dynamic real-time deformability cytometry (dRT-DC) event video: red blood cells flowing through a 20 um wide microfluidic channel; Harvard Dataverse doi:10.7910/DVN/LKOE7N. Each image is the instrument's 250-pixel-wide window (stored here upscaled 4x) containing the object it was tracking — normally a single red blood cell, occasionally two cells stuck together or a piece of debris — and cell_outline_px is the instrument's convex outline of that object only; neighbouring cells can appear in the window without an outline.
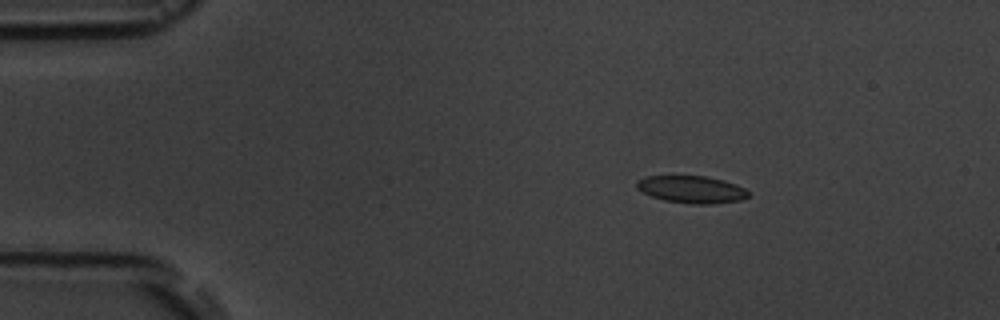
{"species": "common noctule bat (a hibernating species)", "species_latin": "Nyctalus noctula", "temperature_condition": "room temperature", "stored_images_in_passage": 5, "camera_frame_rate_fps": 3000, "um_per_image_px": 0.085, "animal": {"sex": "male", "body_mass_g": 19.5, "forearm_length_mm": 54.6}, "frame": {"image": 1, "passage_image": 3, "time_ms": 2.333, "image_size_px": [1000, 320], "cell_outline_px": [[748, 196], [740, 200], [708, 204], [692, 204], [664, 200], [652, 196], [636, 188], [636, 180], [648, 176], [704, 176], [724, 180], [736, 184], [744, 188], [748, 192]], "centroid_in_image_um": [58.77, 16.09], "position_along_channel_um": 26.2, "area_um2": 17.57}}